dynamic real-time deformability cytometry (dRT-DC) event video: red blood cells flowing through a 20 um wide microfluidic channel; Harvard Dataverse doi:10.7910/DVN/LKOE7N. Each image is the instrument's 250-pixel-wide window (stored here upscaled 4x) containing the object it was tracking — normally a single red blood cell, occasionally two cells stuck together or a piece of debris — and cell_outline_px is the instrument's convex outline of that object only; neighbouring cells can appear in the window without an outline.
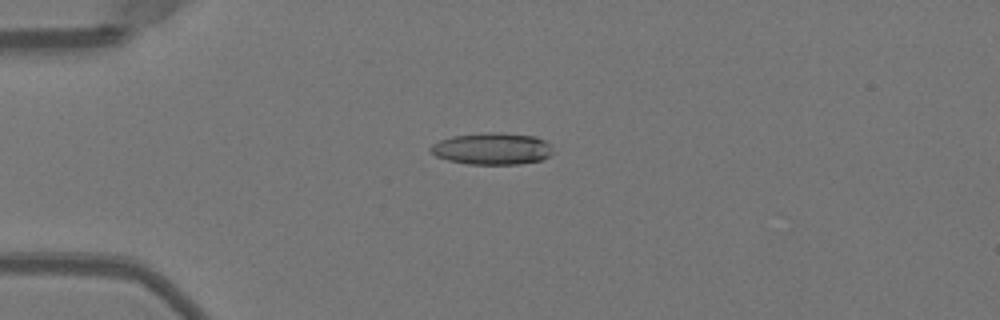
{"species": "Egyptian fruit bat (a non-hibernating species)", "species_latin": "Rousettus aegyptiacus", "temperature_condition": "warm", "stored_images_in_passage": 52, "camera_frame_rate_fps": 3000, "um_per_image_px": 0.085, "animal": {"sex": "female"}, "frame": {"image": 1, "passage_image": 14, "time_ms": 4.333, "image_size_px": [1000, 320], "cell_outline_px": [[552, 152], [548, 156], [540, 160], [520, 164], [468, 164], [448, 160], [436, 156], [428, 148], [432, 144], [440, 140], [452, 136], [488, 132], [500, 132], [536, 136], [552, 144]], "centroid_in_image_um": [41.84, 12.63], "position_along_channel_um": 43.2, "area_um2": 22.77}}
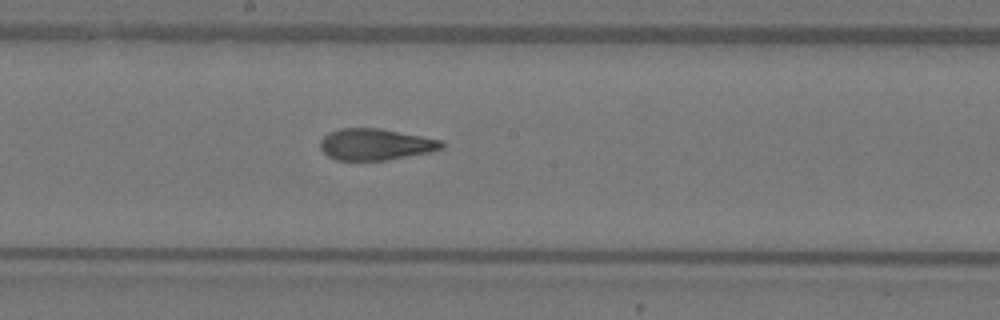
{"frame": {"image": 2, "passage_image": 29, "time_ms": 9.333, "image_size_px": [1000, 320], "cell_outline_px": [[444, 148], [428, 152], [388, 160], [336, 160], [328, 156], [320, 148], [320, 140], [328, 132], [340, 128], [380, 128], [444, 140]], "centroid_in_image_um": [31.92, 12.26], "position_along_channel_um": 216.3, "area_um2": 22.37}}
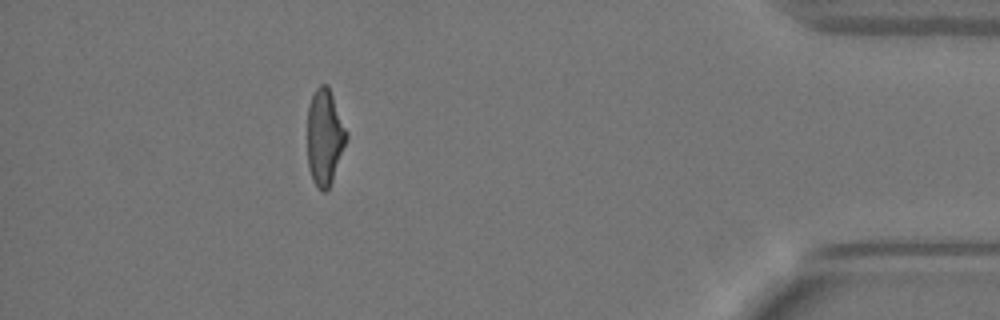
{"frame": {"image": 3, "passage_image": 47, "time_ms": 15.333, "image_size_px": [1000, 320], "cell_outline_px": [[348, 136], [332, 180], [328, 188], [324, 192], [320, 192], [312, 180], [308, 168], [308, 108], [312, 96], [316, 88], [320, 84], [328, 84], [348, 132]], "centroid_in_image_um": [27.6, 11.65], "position_along_channel_um": 407.6, "area_um2": 21.85}, "authors_computed_cell_mechanics": {"area_um2": 22.6287, "velocity_mm_per_s": 4.0005, "shape_relaxation_time_tau1_ms": 6.2653, "shape_relaxation_time_tau2_ms": 1.6487, "deformation_change_tau1": 0.2316, "deformation_change_tau2": 0.0974}}